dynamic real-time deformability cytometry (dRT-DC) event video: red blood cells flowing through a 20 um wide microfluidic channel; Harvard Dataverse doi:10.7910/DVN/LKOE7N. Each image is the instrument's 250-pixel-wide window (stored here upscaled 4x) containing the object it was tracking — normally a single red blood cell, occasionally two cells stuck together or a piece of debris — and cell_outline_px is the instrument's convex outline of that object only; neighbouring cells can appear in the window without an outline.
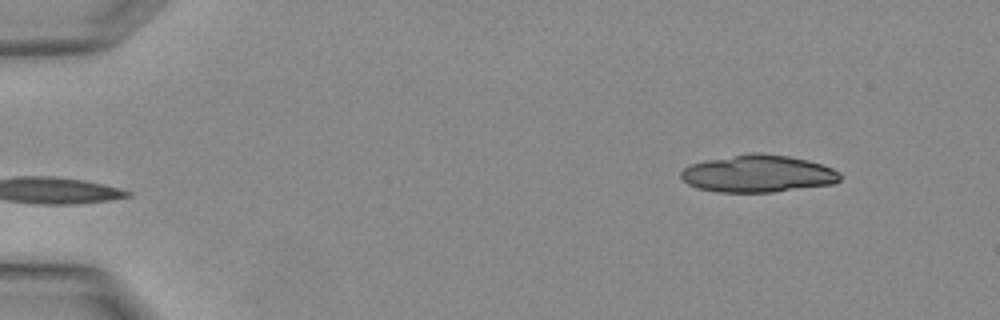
{"species": "Egyptian fruit bat (a non-hibernating species)", "species_latin": "Rousettus aegyptiacus", "temperature_condition": "warm", "stored_images_in_passage": 3, "camera_frame_rate_fps": 3000, "um_per_image_px": 0.085, "animal": {"sex": "female"}, "frame": {"image": 1, "passage_image": 1, "time_ms": 0.0, "image_size_px": [1000, 320], "cell_outline_px": [[840, 180], [832, 184], [772, 192], [716, 192], [696, 188], [688, 184], [680, 176], [680, 172], [684, 168], [692, 164], [704, 160], [756, 152], [788, 156], [808, 160], [832, 168], [840, 172]], "centroid_in_image_um": [64.41, 14.77], "position_along_channel_um": 20.6, "area_um2": 34.45}}